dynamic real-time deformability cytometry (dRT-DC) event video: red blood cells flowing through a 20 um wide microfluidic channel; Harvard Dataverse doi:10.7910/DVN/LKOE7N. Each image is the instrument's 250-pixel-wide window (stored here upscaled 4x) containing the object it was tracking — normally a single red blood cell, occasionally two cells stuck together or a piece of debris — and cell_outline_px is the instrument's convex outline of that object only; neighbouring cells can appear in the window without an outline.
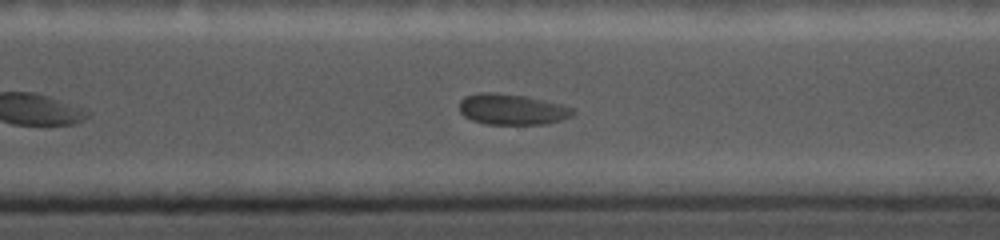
{"species": "common noctule bat (a hibernating species)", "species_latin": "Nyctalus noctula", "temperature_condition": "cold", "stored_images_in_passage": 69, "camera_frame_rate_fps": 5000, "um_per_image_px": 0.085, "animal": {"sex": "female", "body_mass_g": 19.0, "forearm_length_mm": 56.7}, "frame": {"image": 1, "passage_image": 45, "time_ms": 8.4, "image_size_px": [1000, 240], "cell_outline_px": [[576, 112], [572, 116], [564, 120], [548, 124], [484, 124], [472, 120], [464, 116], [460, 112], [460, 100], [464, 96], [484, 92], [492, 92], [524, 96], [560, 104], [572, 108]], "centroid_in_image_um": [43.53, 9.31], "position_along_channel_um": 327.1, "area_um2": 20.4}}
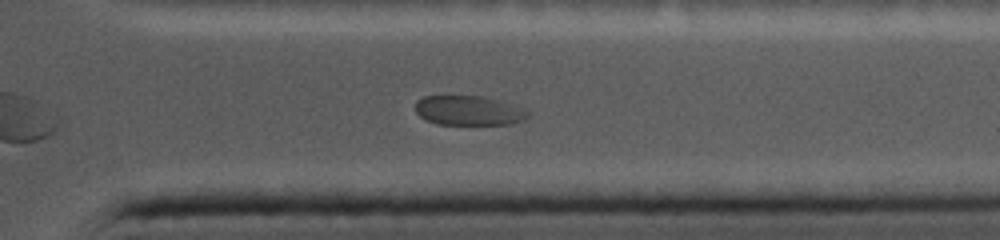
{"frame": {"image": 2, "passage_image": 54, "time_ms": 9.6, "image_size_px": [1000, 240], "cell_outline_px": [[532, 112], [524, 120], [512, 124], [436, 124], [424, 120], [416, 112], [416, 100], [424, 96], [480, 96], [500, 100], [524, 108]], "centroid_in_image_um": [39.86, 9.4], "position_along_channel_um": 371.5, "area_um2": 19.59}}
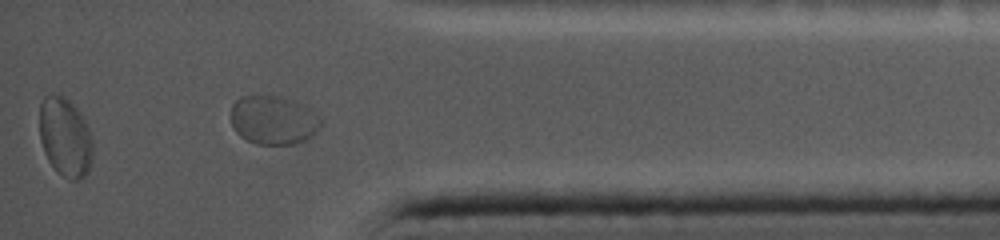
{"frame": {"image": 3, "passage_image": 63, "time_ms": 10.8, "image_size_px": [1000, 240], "cell_outline_px": [[320, 128], [308, 140], [292, 144], [256, 144], [240, 136], [236, 132], [232, 124], [232, 104], [240, 96], [276, 96], [300, 104], [308, 108], [320, 116]], "centroid_in_image_um": [23.24, 10.23], "position_along_channel_um": 412.0, "area_um2": 25.32}}